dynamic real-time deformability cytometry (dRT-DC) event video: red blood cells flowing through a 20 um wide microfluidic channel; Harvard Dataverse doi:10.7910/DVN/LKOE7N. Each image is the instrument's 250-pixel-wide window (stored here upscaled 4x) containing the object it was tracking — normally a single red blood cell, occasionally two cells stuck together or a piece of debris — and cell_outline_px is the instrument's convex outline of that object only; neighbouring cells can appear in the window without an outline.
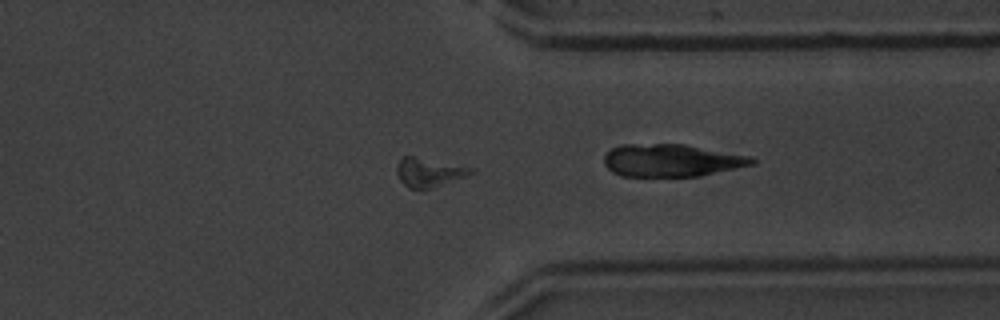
{"species": "common noctule bat (a hibernating species)", "species_latin": "Nyctalus noctula", "temperature_condition": "warm", "stored_images_in_passage": 32, "segment_of_instrument_passage": [1, 2], "camera_frame_rate_fps": 3000, "um_per_image_px": 0.085, "animal": {"sex": "male", "body_mass_g": 20.1, "forearm_length_mm": 53.5}, "frame": {"image": 1, "passage_image": 21, "time_ms": 6.667, "image_size_px": [1000, 320], "cell_outline_px": [[476, 172], [428, 188], [408, 188], [400, 180], [396, 172], [396, 164], [404, 156], [412, 156], [476, 168]], "centroid_in_image_um": [36.44, 14.62], "position_along_channel_um": 375.0, "area_um2": 12.14}}
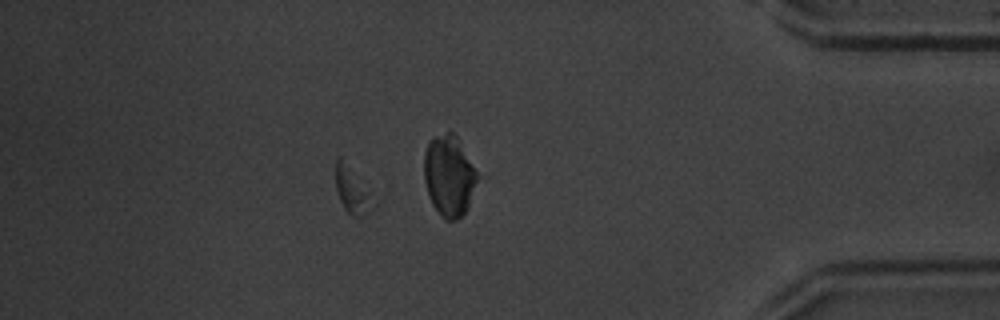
{"frame": {"image": 2, "passage_image": 26, "time_ms": 8.333, "image_size_px": [1000, 320], "cell_outline_px": [[380, 200], [364, 216], [352, 216], [344, 208], [340, 200], [336, 188], [336, 160], [340, 156], [364, 180]], "centroid_in_image_um": [30.06, 16.18], "position_along_channel_um": 405.1, "area_um2": 10.87}}